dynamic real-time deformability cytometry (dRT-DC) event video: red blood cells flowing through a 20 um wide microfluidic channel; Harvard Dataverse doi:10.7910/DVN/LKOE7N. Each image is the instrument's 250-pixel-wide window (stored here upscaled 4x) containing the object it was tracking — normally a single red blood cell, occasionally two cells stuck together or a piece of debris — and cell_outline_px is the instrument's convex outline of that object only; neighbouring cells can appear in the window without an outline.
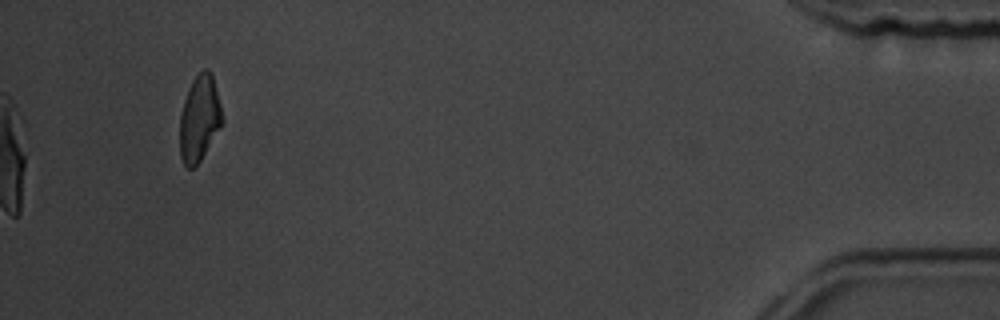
{"species": "common noctule bat (a hibernating species)", "species_latin": "Nyctalus noctula", "temperature_condition": "room temperature", "stored_images_in_passage": 15, "camera_frame_rate_fps": 3000, "um_per_image_px": 0.085, "animal": {"sex": "male", "body_mass_g": 19.5, "forearm_length_mm": 54.6}, "frame": {"image": 1, "passage_image": 15, "time_ms": 16.0, "image_size_px": [1000, 320], "cell_outline_px": [[224, 120], [200, 160], [192, 168], [188, 168], [184, 164], [180, 156], [180, 116], [184, 100], [188, 88], [192, 80], [204, 68], [208, 68], [212, 72]], "centroid_in_image_um": [16.95, 10.03], "position_along_channel_um": 418.3, "area_um2": 21.04}}